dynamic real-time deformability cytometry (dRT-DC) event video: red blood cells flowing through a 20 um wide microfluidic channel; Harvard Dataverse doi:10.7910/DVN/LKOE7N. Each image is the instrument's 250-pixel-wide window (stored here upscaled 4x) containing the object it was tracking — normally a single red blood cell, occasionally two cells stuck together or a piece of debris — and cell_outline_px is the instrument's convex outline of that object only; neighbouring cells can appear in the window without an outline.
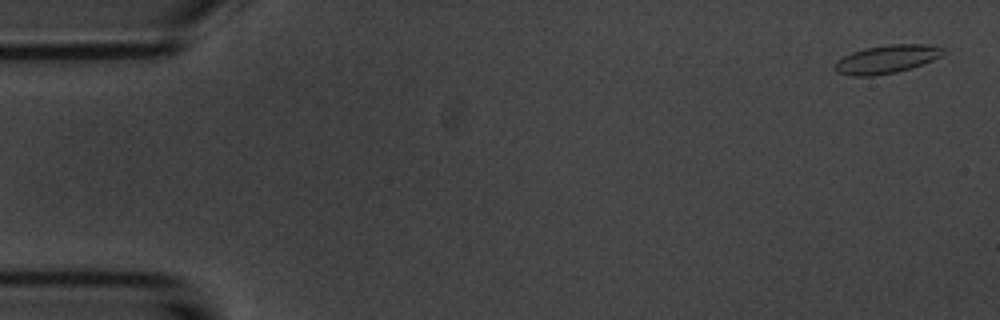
{"species": "common noctule bat (a hibernating species)", "species_latin": "Nyctalus noctula", "temperature_condition": "room temperature", "stored_images_in_passage": 5, "camera_frame_rate_fps": 3000, "um_per_image_px": 0.085, "animal": {"sex": "male", "body_mass_g": 20.1, "forearm_length_mm": 53.5}, "frame": {"image": 1, "passage_image": 1, "time_ms": 0.0, "image_size_px": [1000, 320], "cell_outline_px": [[944, 48], [940, 56], [924, 64], [896, 72], [872, 76], [852, 76], [836, 72], [836, 64], [844, 56], [852, 52], [864, 48], [888, 44], [928, 44]], "centroid_in_image_um": [75.38, 5.02], "position_along_channel_um": 9.6, "area_um2": 17.63}}
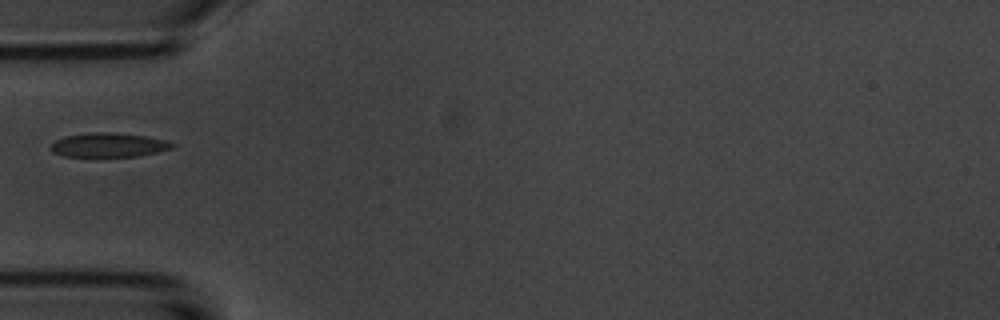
{"frame": {"image": 2, "passage_image": 5, "time_ms": 5.333, "image_size_px": [1000, 320], "cell_outline_px": [[176, 144], [172, 148], [156, 152], [136, 156], [64, 156], [52, 152], [48, 148], [56, 140], [68, 136], [92, 132], [112, 132], [148, 136], [164, 140]], "centroid_in_image_um": [9.23, 12.32], "position_along_channel_um": 75.8, "area_um2": 16.94}}